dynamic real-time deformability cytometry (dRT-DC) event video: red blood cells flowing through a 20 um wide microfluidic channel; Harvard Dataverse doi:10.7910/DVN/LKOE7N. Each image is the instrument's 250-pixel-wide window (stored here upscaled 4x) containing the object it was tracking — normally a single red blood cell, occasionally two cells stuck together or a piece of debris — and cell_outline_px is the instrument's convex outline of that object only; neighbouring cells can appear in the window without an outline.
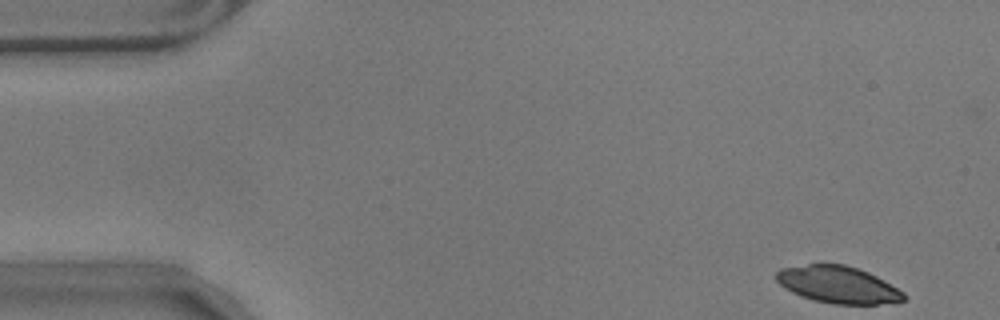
{"species": "common noctule bat (a hibernating species)", "species_latin": "Nyctalus noctula", "temperature_condition": "warm", "stored_images_in_passage": 55, "camera_frame_rate_fps": 3000, "um_per_image_px": 0.085, "animal": {"sex": "male", "body_mass_g": 17.9}, "frame": {"image": 1, "passage_image": 1, "time_ms": 0.0, "image_size_px": [1000, 320], "cell_outline_px": [[908, 300], [876, 304], [832, 304], [812, 300], [800, 296], [784, 288], [776, 280], [776, 272], [780, 268], [808, 264], [844, 264], [868, 272], [884, 280], [904, 292]], "centroid_in_image_um": [71.22, 24.2], "position_along_channel_um": 13.8, "area_um2": 27.57}}
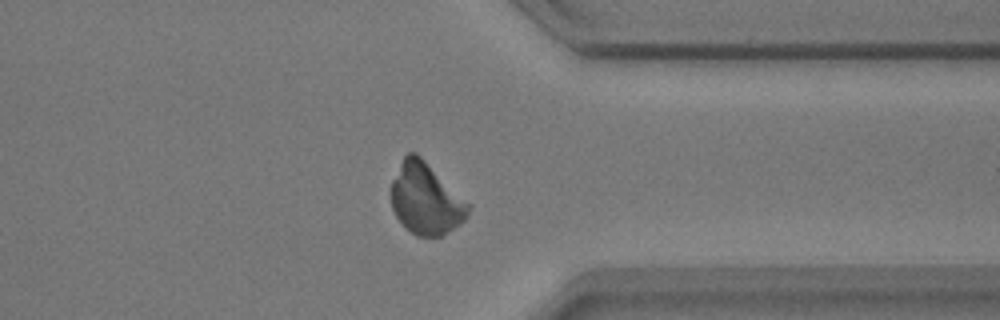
{"frame": {"image": 2, "passage_image": 42, "time_ms": 13.667, "image_size_px": [1000, 320], "cell_outline_px": [[472, 204], [468, 216], [460, 224], [448, 232], [440, 236], [416, 236], [404, 228], [396, 216], [392, 208], [388, 192], [392, 180], [404, 156], [408, 152], [416, 152]], "centroid_in_image_um": [36.19, 16.91], "position_along_channel_um": 375.2, "area_um2": 32.66}}
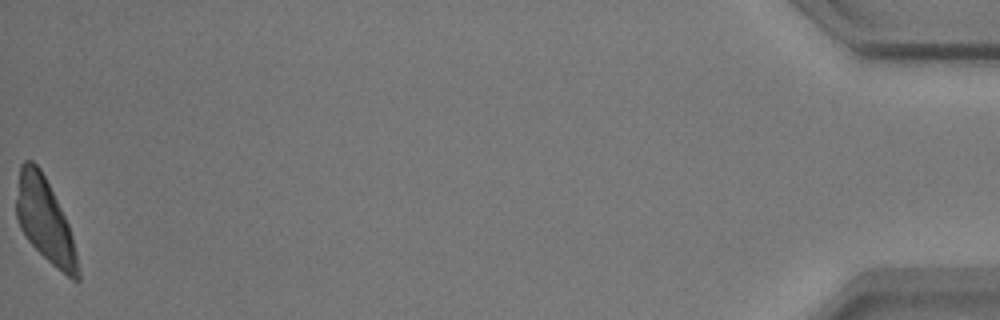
{"frame": {"image": 3, "passage_image": 55, "time_ms": 18.0, "image_size_px": [1000, 320], "cell_outline_px": [[80, 280], [72, 280], [52, 264], [28, 240], [20, 228], [16, 216], [16, 200], [20, 164], [24, 160], [32, 160], [40, 168], [68, 224], [72, 236], [76, 252], [80, 272]], "centroid_in_image_um": [3.81, 18.74], "position_along_channel_um": 431.4, "area_um2": 29.54}}